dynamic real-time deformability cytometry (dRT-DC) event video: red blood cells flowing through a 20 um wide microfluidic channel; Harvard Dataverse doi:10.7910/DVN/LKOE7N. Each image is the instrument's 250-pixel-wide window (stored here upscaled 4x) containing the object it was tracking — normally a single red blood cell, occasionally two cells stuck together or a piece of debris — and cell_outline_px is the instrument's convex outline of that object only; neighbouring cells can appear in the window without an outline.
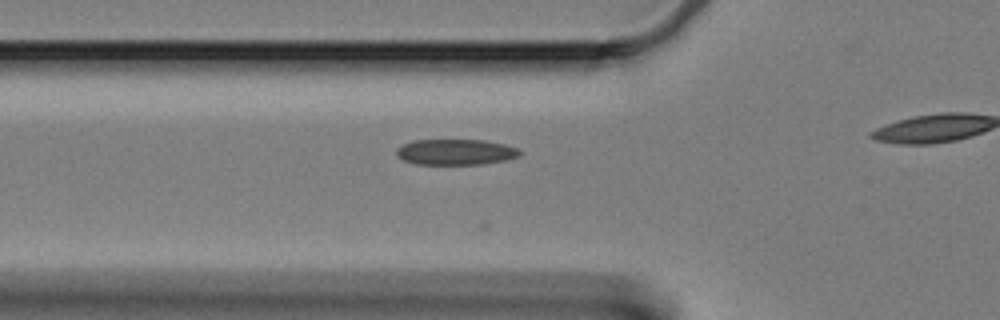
{"species": "Egyptian fruit bat (a non-hibernating species)", "species_latin": "Rousettus aegyptiacus", "temperature_condition": "cold", "stored_images_in_passage": 32, "camera_frame_rate_fps": 3000, "um_per_image_px": 0.085, "animal": {"sex": "female"}, "frame": {"image": 1, "passage_image": 4, "time_ms": 1.0, "image_size_px": [1000, 320], "cell_outline_px": [[524, 152], [520, 156], [504, 160], [484, 164], [416, 164], [404, 160], [396, 156], [396, 148], [412, 140], [484, 140], [504, 144], [520, 148]], "centroid_in_image_um": [38.76, 12.92], "position_along_channel_um": 87.0, "area_um2": 18.67}}
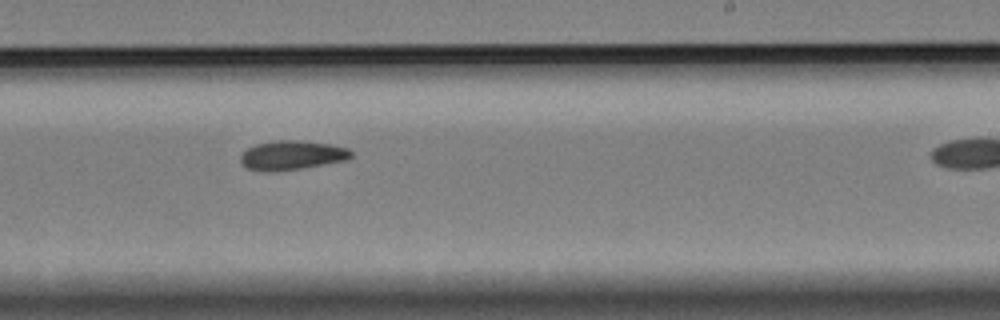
{"frame": {"image": 2, "passage_image": 20, "time_ms": 6.333, "image_size_px": [1000, 320], "cell_outline_px": [[352, 156], [348, 160], [276, 172], [264, 172], [248, 168], [240, 160], [240, 156], [248, 148], [256, 144], [276, 140], [300, 140], [332, 144], [348, 148], [352, 152]], "centroid_in_image_um": [24.84, 13.19], "position_along_channel_um": 264.2, "area_um2": 18.9}}
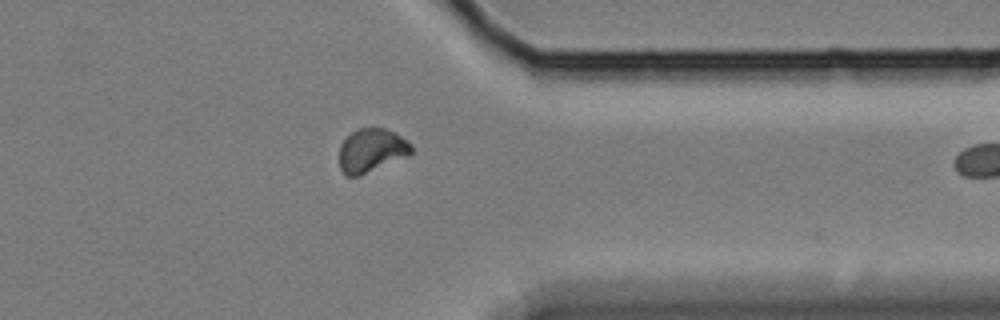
{"frame": {"image": 3, "passage_image": 31, "time_ms": 10.0, "image_size_px": [1000, 320], "cell_outline_px": [[412, 152], [408, 156], [360, 176], [348, 176], [340, 168], [340, 144], [356, 128], [384, 128], [400, 136], [412, 144]], "centroid_in_image_um": [31.58, 12.79], "position_along_channel_um": 379.8, "area_um2": 18.21}}